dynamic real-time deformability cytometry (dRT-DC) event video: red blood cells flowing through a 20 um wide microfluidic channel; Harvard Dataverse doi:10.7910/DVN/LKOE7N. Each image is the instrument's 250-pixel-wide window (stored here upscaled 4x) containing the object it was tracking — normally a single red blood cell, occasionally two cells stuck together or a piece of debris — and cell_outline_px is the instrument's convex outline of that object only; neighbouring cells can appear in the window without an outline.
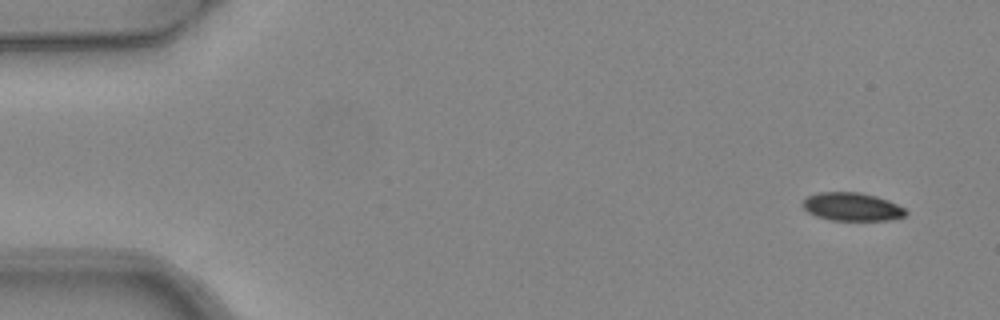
{"species": "common noctule bat (a hibernating species)", "species_latin": "Nyctalus noctula", "temperature_condition": "warm", "stored_images_in_passage": 4, "camera_frame_rate_fps": 3000, "um_per_image_px": 0.085, "animal": {"sex": "female", "body_mass_g": 24.6, "forearm_length_mm": 56.2}, "frame": {"image": 1, "passage_image": 1, "time_ms": 0.0, "image_size_px": [1000, 320], "cell_outline_px": [[908, 212], [904, 216], [888, 220], [832, 220], [816, 216], [808, 212], [800, 204], [808, 196], [816, 192], [856, 192], [876, 196], [888, 200], [904, 208]], "centroid_in_image_um": [72.39, 17.57], "position_along_channel_um": 12.6, "area_um2": 16.88}}
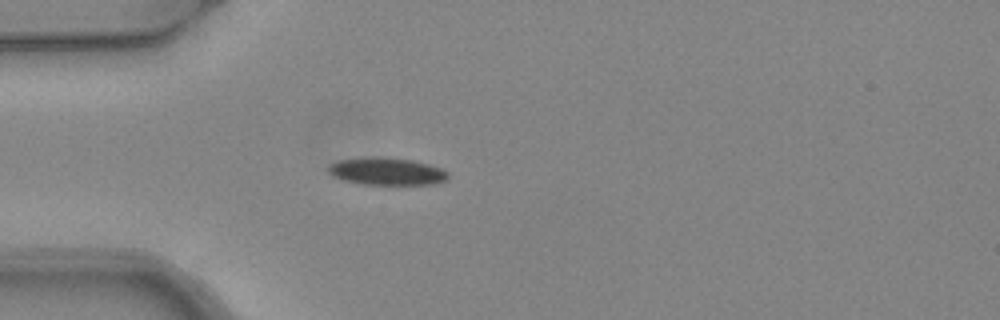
{"frame": {"image": 2, "passage_image": 4, "time_ms": 1.0, "image_size_px": [1000, 320], "cell_outline_px": [[448, 176], [444, 180], [432, 184], [364, 184], [344, 180], [332, 176], [328, 172], [328, 164], [336, 160], [372, 156], [380, 156], [412, 160], [428, 164], [440, 168], [448, 172]], "centroid_in_image_um": [32.8, 14.54], "position_along_channel_um": 52.2, "area_um2": 19.13}}